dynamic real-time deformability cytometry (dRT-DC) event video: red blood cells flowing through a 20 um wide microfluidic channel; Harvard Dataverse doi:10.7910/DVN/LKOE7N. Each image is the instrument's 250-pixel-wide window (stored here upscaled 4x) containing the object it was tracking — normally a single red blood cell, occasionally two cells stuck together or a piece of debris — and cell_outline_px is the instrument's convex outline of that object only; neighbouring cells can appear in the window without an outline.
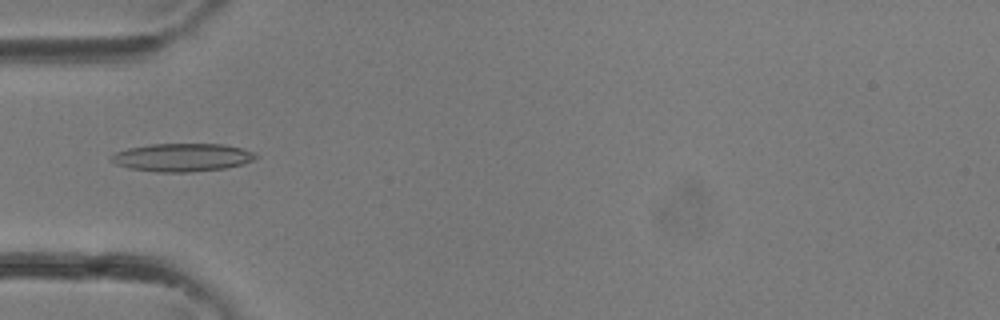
{"species": "common noctule bat (a hibernating species)", "species_latin": "Nyctalus noctula", "temperature_condition": "room temperature", "stored_images_in_passage": 34, "camera_frame_rate_fps": 3000, "um_per_image_px": 0.085, "animal": {"sex": "female"}, "frame": {"image": 1, "passage_image": 11, "time_ms": 3.333, "image_size_px": [1000, 320], "cell_outline_px": [[260, 156], [244, 164], [228, 168], [188, 172], [156, 172], [128, 168], [116, 164], [108, 160], [116, 152], [128, 148], [152, 144], [224, 144], [256, 152]], "centroid_in_image_um": [15.51, 13.38], "position_along_channel_um": 69.5, "area_um2": 23.81}}
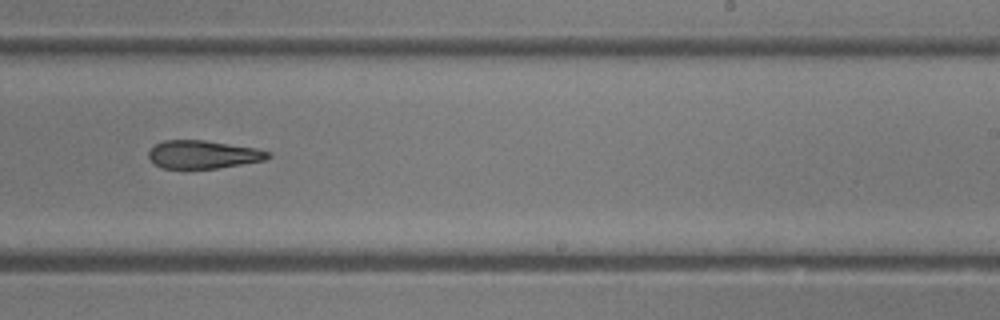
{"frame": {"image": 2, "passage_image": 21, "time_ms": 6.667, "image_size_px": [1000, 320], "cell_outline_px": [[272, 156], [264, 160], [216, 168], [160, 168], [152, 164], [148, 156], [148, 152], [156, 144], [164, 140], [204, 140], [256, 148], [272, 152]], "centroid_in_image_um": [17.24, 13.13], "position_along_channel_um": 271.8, "area_um2": 19.54}}
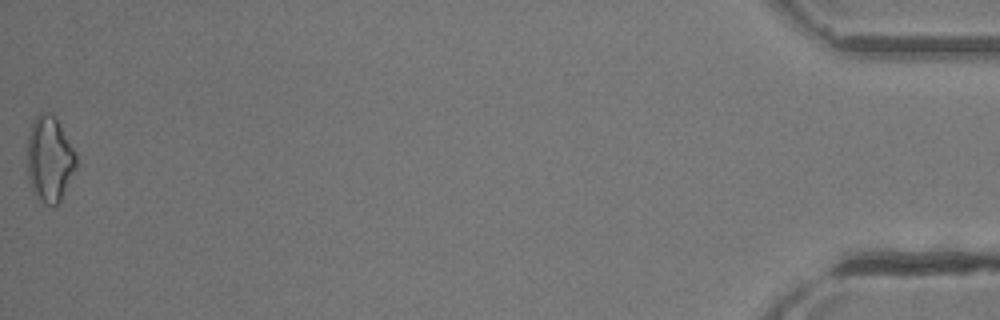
{"frame": {"image": 3, "passage_image": 34, "time_ms": 11.0, "image_size_px": [1000, 320], "cell_outline_px": [[76, 168], [56, 208], [52, 208], [44, 204], [32, 192], [28, 176], [28, 136], [32, 120], [40, 112], [48, 112], [56, 116], [76, 152]], "centroid_in_image_um": [4.21, 13.52], "position_along_channel_um": 431.0, "area_um2": 24.74}}